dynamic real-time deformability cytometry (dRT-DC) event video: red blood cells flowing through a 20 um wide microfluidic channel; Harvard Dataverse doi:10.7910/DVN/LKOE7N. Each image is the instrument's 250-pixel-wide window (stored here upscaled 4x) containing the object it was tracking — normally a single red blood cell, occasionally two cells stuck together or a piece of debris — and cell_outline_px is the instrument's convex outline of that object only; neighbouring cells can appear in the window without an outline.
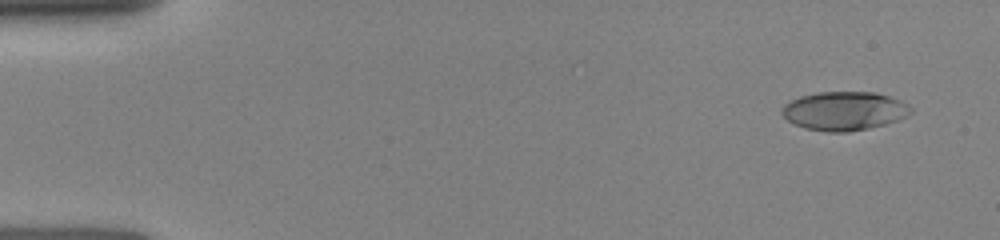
{"species": "human", "species_latin": "Homo sapiens", "temperature_condition": "room temperature", "stored_images_in_passage": 22, "camera_frame_rate_fps": 3000, "um_per_image_px": 0.085, "donor": {"sex": "female"}, "frame": {"image": 1, "passage_image": 2, "time_ms": 0.667, "image_size_px": [1000, 240], "cell_outline_px": [[912, 112], [896, 120], [884, 124], [868, 128], [848, 132], [828, 132], [804, 128], [788, 120], [780, 112], [784, 104], [800, 96], [820, 92], [876, 92], [900, 100], [908, 104], [912, 108]], "centroid_in_image_um": [71.75, 9.42], "position_along_channel_um": 13.3, "area_um2": 28.9}}
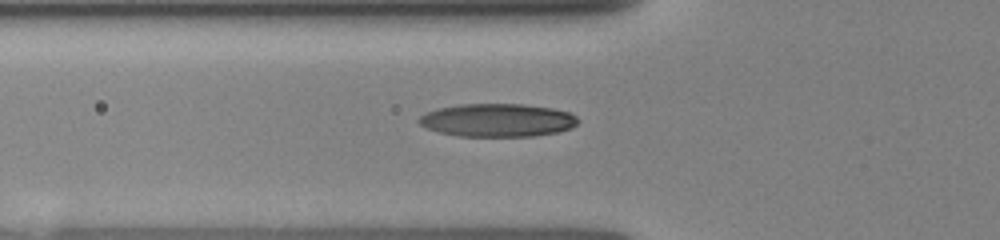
{"frame": {"image": 2, "passage_image": 13, "time_ms": 5.333, "image_size_px": [1000, 240], "cell_outline_px": [[580, 120], [572, 128], [556, 132], [532, 136], [460, 136], [440, 132], [428, 128], [420, 124], [416, 120], [420, 116], [436, 108], [460, 104], [524, 104], [552, 108], [568, 112], [576, 116]], "centroid_in_image_um": [42.29, 10.21], "position_along_channel_um": 83.5, "area_um2": 30.63}}
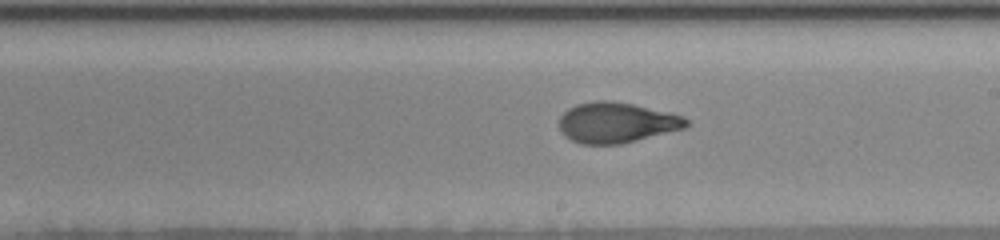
{"frame": {"image": 3, "passage_image": 22, "time_ms": 9.0, "image_size_px": [1000, 240], "cell_outline_px": [[688, 128], [620, 144], [580, 144], [564, 136], [560, 132], [560, 116], [568, 108], [576, 104], [596, 100], [604, 100], [632, 104], [668, 112], [684, 116], [688, 120]], "centroid_in_image_um": [52.41, 10.43], "position_along_channel_um": 236.6, "area_um2": 30.06}}